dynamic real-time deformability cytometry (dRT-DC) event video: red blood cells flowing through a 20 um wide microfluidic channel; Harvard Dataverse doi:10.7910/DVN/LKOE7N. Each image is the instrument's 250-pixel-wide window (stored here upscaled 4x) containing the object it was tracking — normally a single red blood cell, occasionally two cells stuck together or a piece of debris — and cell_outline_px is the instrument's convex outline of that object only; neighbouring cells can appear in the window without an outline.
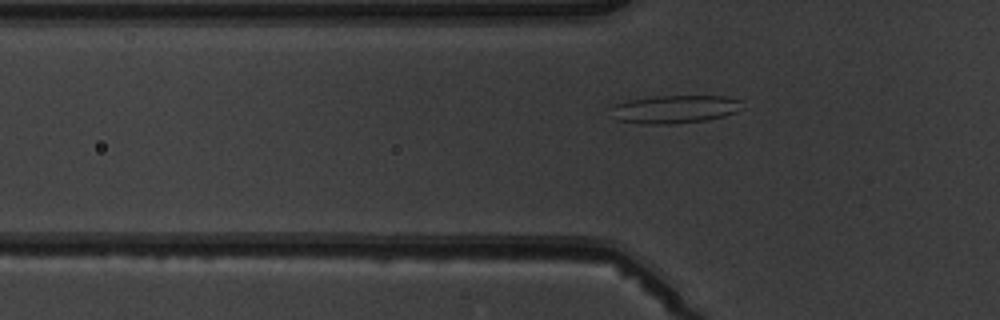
{"species": "common noctule bat (a hibernating species)", "species_latin": "Nyctalus noctula", "temperature_condition": "warm", "stored_images_in_passage": 6, "camera_frame_rate_fps": 3000, "um_per_image_px": 0.085, "animal": {"sex": "male", "body_mass_g": 19.5, "forearm_length_mm": 54.6}, "frame": {"image": 1, "passage_image": 6, "time_ms": 6.667, "image_size_px": [1000, 320], "cell_outline_px": [[744, 108], [736, 112], [724, 116], [708, 120], [676, 124], [640, 124], [616, 120], [608, 108], [616, 104], [628, 100], [656, 96], [724, 96], [744, 100]], "centroid_in_image_um": [57.39, 9.29], "position_along_channel_um": 68.4, "area_um2": 21.96}}